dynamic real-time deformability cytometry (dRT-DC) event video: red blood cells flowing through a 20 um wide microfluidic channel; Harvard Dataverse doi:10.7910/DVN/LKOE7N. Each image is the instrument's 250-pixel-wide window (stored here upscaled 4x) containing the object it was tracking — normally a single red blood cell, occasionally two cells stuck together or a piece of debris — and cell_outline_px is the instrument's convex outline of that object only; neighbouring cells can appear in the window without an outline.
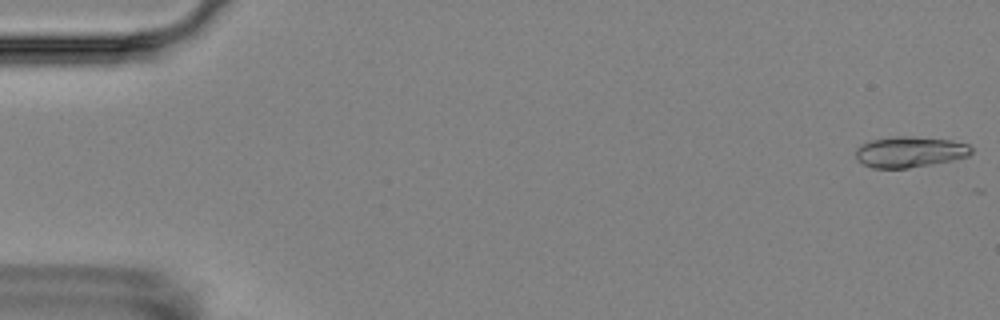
{"species": "Egyptian fruit bat (a non-hibernating species)", "species_latin": "Rousettus aegyptiacus", "temperature_condition": "room temperature", "stored_images_in_passage": 6, "camera_frame_rate_fps": 3000, "um_per_image_px": 0.085, "animal": {"sex": "female"}, "frame": {"image": 1, "passage_image": 1, "time_ms": 0.0, "image_size_px": [1000, 320], "cell_outline_px": [[972, 152], [968, 156], [952, 160], [932, 164], [908, 168], [872, 168], [856, 160], [856, 148], [860, 144], [872, 140], [900, 136], [904, 136], [952, 140], [968, 144], [972, 148]], "centroid_in_image_um": [77.32, 12.92], "position_along_channel_um": 7.7, "area_um2": 20.69}}